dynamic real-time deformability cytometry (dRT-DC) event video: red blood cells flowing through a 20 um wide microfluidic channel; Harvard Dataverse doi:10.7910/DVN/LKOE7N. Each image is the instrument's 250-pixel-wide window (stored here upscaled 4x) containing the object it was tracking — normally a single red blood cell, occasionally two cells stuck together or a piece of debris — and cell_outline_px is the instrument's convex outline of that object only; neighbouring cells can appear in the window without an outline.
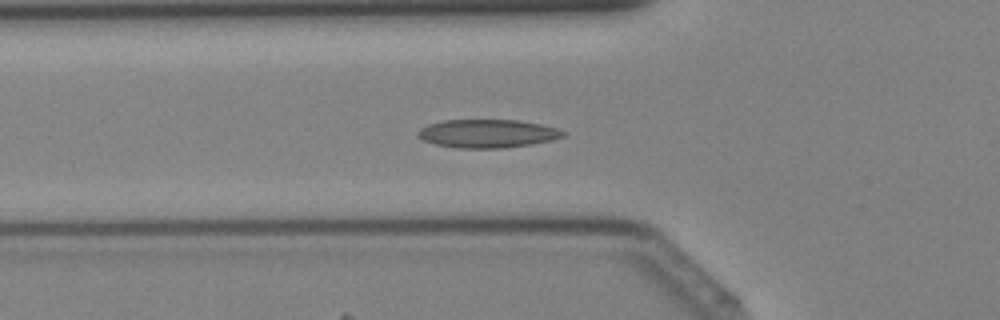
{"species": "Egyptian fruit bat (a non-hibernating species)", "species_latin": "Rousettus aegyptiacus", "temperature_condition": "cold", "stored_images_in_passage": 42, "camera_frame_rate_fps": 3000, "um_per_image_px": 0.085, "animal": {"sex": "female"}, "frame": {"image": 1, "passage_image": 15, "time_ms": 4.667, "image_size_px": [1000, 320], "cell_outline_px": [[564, 136], [552, 140], [532, 144], [504, 148], [456, 148], [436, 144], [424, 140], [416, 132], [420, 128], [428, 124], [444, 120], [516, 120], [540, 124], [556, 128], [564, 132]], "centroid_in_image_um": [41.42, 11.35], "position_along_channel_um": 84.4, "area_um2": 23.81}}
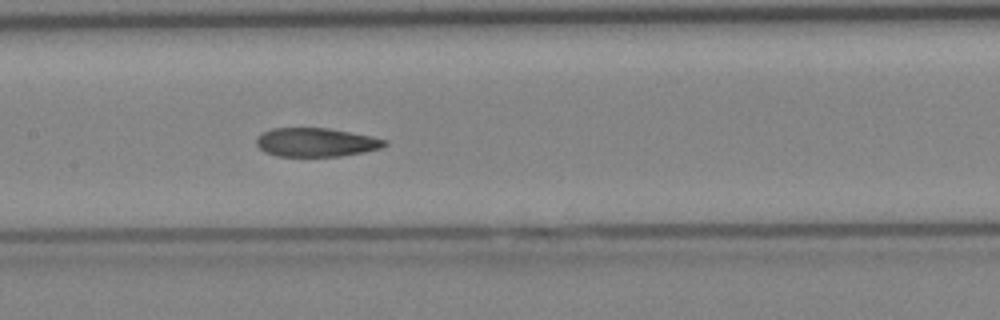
{"frame": {"image": 2, "passage_image": 21, "time_ms": 6.667, "image_size_px": [1000, 320], "cell_outline_px": [[388, 144], [380, 148], [364, 152], [340, 156], [276, 156], [264, 152], [256, 144], [256, 136], [272, 128], [328, 128], [372, 136], [388, 140]], "centroid_in_image_um": [26.86, 12.09], "position_along_channel_um": 180.5, "area_um2": 21.56}}
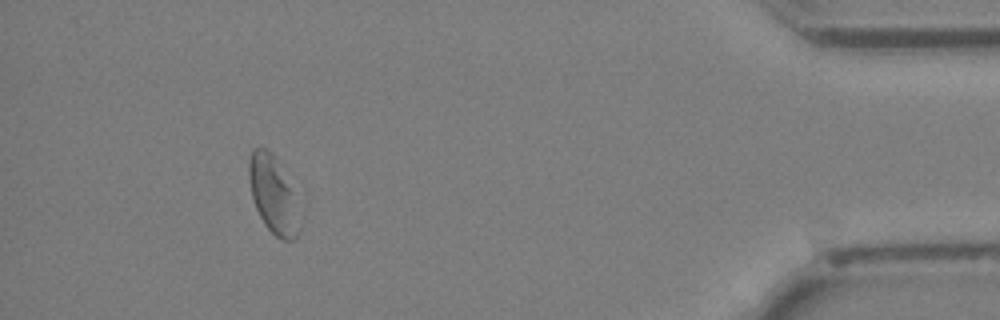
{"frame": {"image": 3, "passage_image": 39, "time_ms": 12.667, "image_size_px": [1000, 320], "cell_outline_px": [[300, 232], [292, 240], [280, 240], [264, 224], [256, 208], [252, 196], [248, 176], [248, 164], [252, 148], [268, 148], [276, 156], [288, 188], [300, 228]], "centroid_in_image_um": [23.12, 16.53], "position_along_channel_um": 412.1, "area_um2": 21.62}}